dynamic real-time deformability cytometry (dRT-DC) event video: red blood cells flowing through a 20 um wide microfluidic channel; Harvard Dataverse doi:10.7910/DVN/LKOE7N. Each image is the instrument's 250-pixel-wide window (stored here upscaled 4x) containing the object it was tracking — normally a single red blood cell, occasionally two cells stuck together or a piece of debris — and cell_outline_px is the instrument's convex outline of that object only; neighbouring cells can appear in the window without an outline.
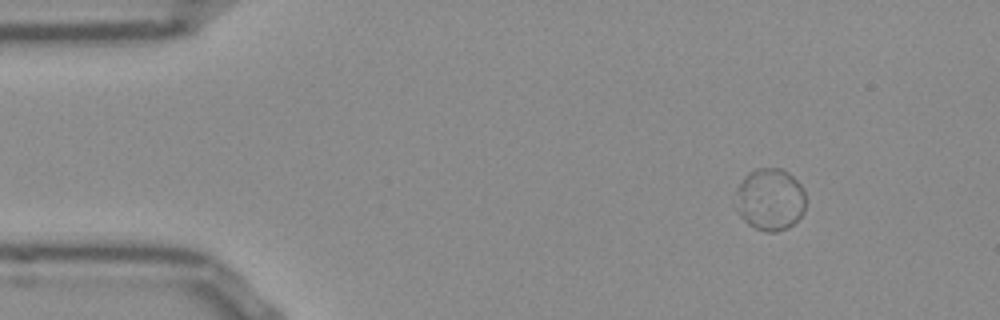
{"species": "Egyptian fruit bat (a non-hibernating species)", "species_latin": "Rousettus aegyptiacus", "temperature_condition": "room temperature", "stored_images_in_passage": 49, "segment_of_instrument_passage": [1, 2], "camera_frame_rate_fps": 3000, "um_per_image_px": 0.085, "frame": {"image": 1, "passage_image": 1, "time_ms": 0.0, "image_size_px": [1000, 320], "cell_outline_px": [[804, 212], [792, 224], [776, 232], [768, 232], [756, 228], [748, 224], [744, 220], [736, 208], [736, 188], [744, 176], [748, 172], [756, 168], [780, 168], [788, 172], [804, 188]], "centroid_in_image_um": [65.43, 16.92], "position_along_channel_um": 19.6, "area_um2": 25.32}}
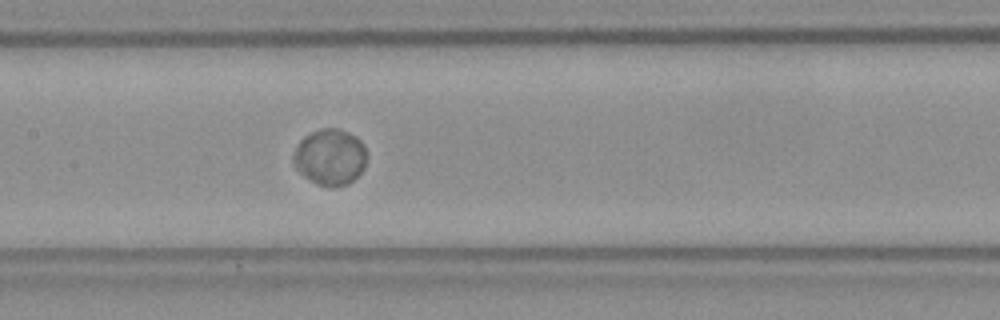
{"frame": {"image": 2, "passage_image": 20, "time_ms": 6.333, "image_size_px": [1000, 320], "cell_outline_px": [[364, 168], [348, 184], [316, 184], [304, 176], [296, 168], [292, 160], [292, 156], [300, 140], [304, 136], [320, 128], [336, 128], [348, 132], [356, 136], [360, 140], [364, 148]], "centroid_in_image_um": [28.01, 13.31], "position_along_channel_um": 179.4, "area_um2": 23.41}}
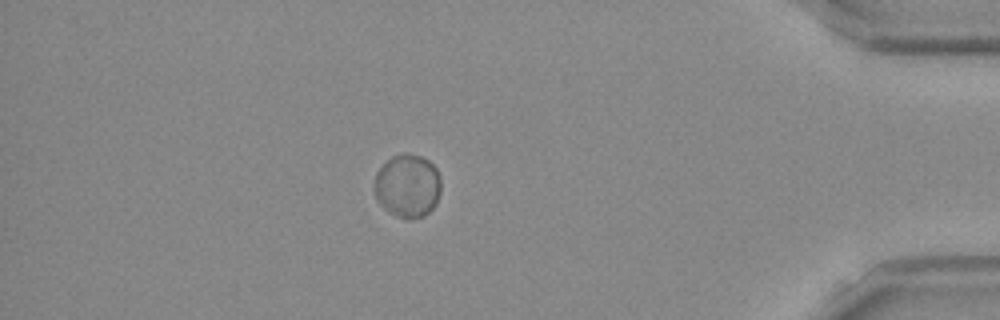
{"frame": {"image": 3, "passage_image": 41, "time_ms": 13.333, "image_size_px": [1000, 320], "cell_outline_px": [[440, 192], [436, 204], [424, 216], [412, 220], [408, 220], [396, 216], [388, 212], [376, 200], [376, 172], [392, 156], [404, 152], [408, 152], [420, 156], [428, 160], [436, 168], [440, 176]], "centroid_in_image_um": [34.66, 15.81], "position_along_channel_um": 400.5, "area_um2": 24.68}}